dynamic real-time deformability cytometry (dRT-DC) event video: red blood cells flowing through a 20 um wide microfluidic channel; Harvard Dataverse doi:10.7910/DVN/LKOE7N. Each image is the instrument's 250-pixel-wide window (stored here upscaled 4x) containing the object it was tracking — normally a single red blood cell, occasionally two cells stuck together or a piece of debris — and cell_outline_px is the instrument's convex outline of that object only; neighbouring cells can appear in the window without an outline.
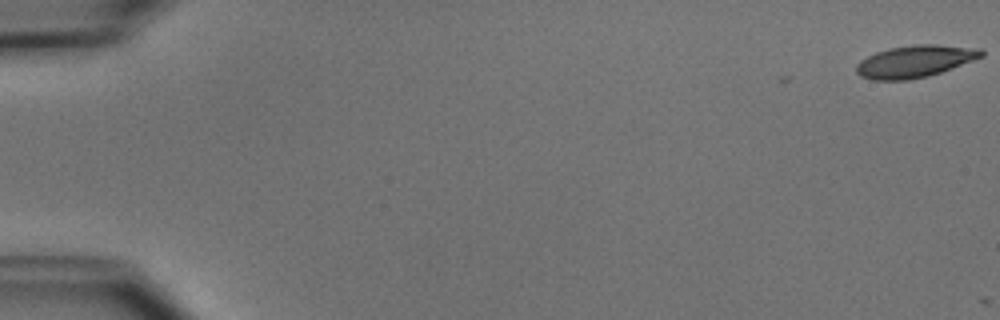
{"species": "common noctule bat (a hibernating species)", "species_latin": "Nyctalus noctula", "temperature_condition": "cold", "stored_images_in_passage": 2, "camera_frame_rate_fps": 3000, "um_per_image_px": 0.085, "animal": {"sex": "male", "body_mass_g": 15.6}, "frame": {"image": 1, "passage_image": 1, "time_ms": 0.0, "image_size_px": [1000, 320], "cell_outline_px": [[984, 56], [952, 68], [928, 76], [908, 80], [872, 80], [860, 76], [856, 72], [856, 64], [860, 60], [876, 52], [888, 48], [916, 44], [936, 44], [980, 48], [984, 52]], "centroid_in_image_um": [77.76, 5.21], "position_along_channel_um": 7.2, "area_um2": 23.47}}